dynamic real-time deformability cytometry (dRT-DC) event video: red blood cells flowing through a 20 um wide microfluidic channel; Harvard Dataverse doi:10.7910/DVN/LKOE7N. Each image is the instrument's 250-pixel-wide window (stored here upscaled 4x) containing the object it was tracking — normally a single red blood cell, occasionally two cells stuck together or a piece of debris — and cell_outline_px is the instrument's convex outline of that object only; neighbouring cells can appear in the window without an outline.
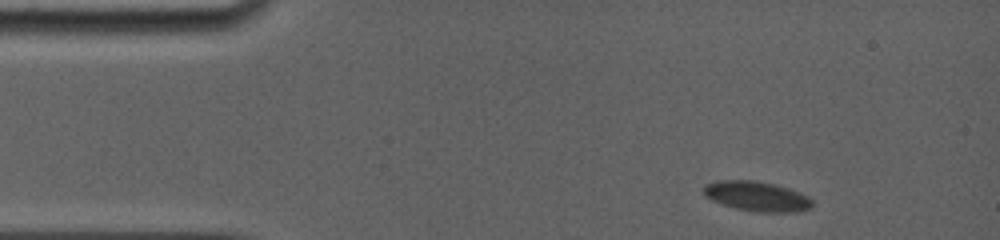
{"species": "common noctule bat (a hibernating species)", "species_latin": "Nyctalus noctula", "temperature_condition": "room temperature", "stored_images_in_passage": 5, "camera_frame_rate_fps": 5000, "um_per_image_px": 0.085, "animal": {"sex": "female", "body_mass_g": 19.0, "forearm_length_mm": 56.7}, "frame": {"image": 1, "passage_image": 1, "time_ms": 0.0, "image_size_px": [1000, 240], "cell_outline_px": [[812, 208], [800, 212], [756, 212], [736, 208], [720, 204], [704, 196], [704, 184], [716, 180], [756, 180], [776, 184], [788, 188], [808, 196], [812, 200]], "centroid_in_image_um": [64.33, 16.68], "position_along_channel_um": 20.7, "area_um2": 19.19}}
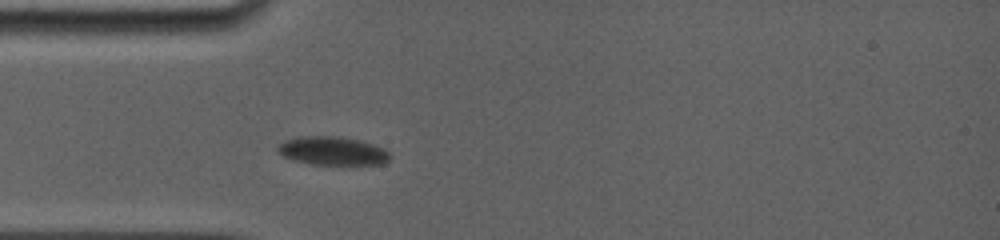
{"frame": {"image": 2, "passage_image": 4, "time_ms": 3.2, "image_size_px": [1000, 240], "cell_outline_px": [[392, 156], [384, 164], [312, 164], [296, 160], [284, 156], [276, 148], [284, 140], [300, 136], [336, 136], [360, 140], [384, 148]], "centroid_in_image_um": [28.29, 12.81], "position_along_channel_um": 56.7, "area_um2": 18.44}}
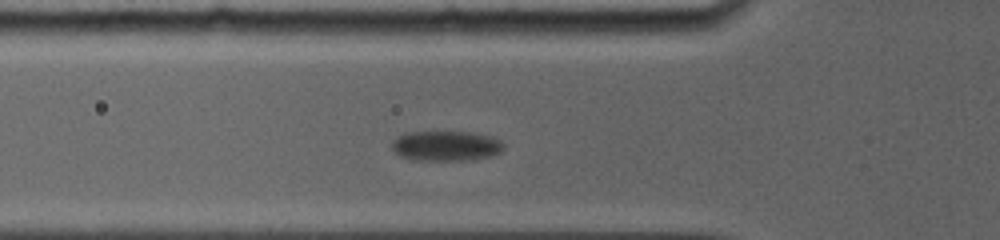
{"frame": {"image": 3, "passage_image": 5, "time_ms": 4.2, "image_size_px": [1000, 240], "cell_outline_px": [[504, 148], [500, 152], [488, 156], [472, 160], [412, 160], [400, 156], [392, 148], [392, 140], [408, 132], [468, 132], [488, 136], [500, 140], [504, 144]], "centroid_in_image_um": [37.9, 12.41], "position_along_channel_um": 87.9, "area_um2": 19.42}}